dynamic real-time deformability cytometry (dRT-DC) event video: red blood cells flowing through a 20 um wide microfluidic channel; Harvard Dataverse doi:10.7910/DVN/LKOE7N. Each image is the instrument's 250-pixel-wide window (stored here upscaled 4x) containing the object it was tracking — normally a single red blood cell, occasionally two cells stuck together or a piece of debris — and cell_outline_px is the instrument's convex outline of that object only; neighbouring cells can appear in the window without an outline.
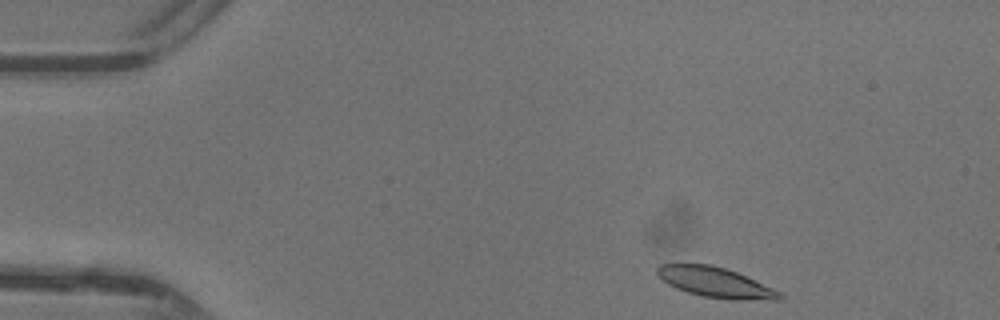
{"species": "common noctule bat (a hibernating species)", "species_latin": "Nyctalus noctula", "temperature_condition": "warm", "stored_images_in_passage": 42, "camera_frame_rate_fps": 3000, "um_per_image_px": 0.085, "animal": {"sex": "female"}, "frame": {"image": 1, "passage_image": 1, "time_ms": 0.0, "image_size_px": [1000, 320], "cell_outline_px": [[784, 300], [736, 300], [704, 296], [688, 292], [676, 288], [668, 284], [656, 272], [656, 268], [660, 264], [712, 264], [736, 272], [772, 288], [780, 292], [784, 296]], "centroid_in_image_um": [60.84, 24.01], "position_along_channel_um": 24.2, "area_um2": 21.27}}
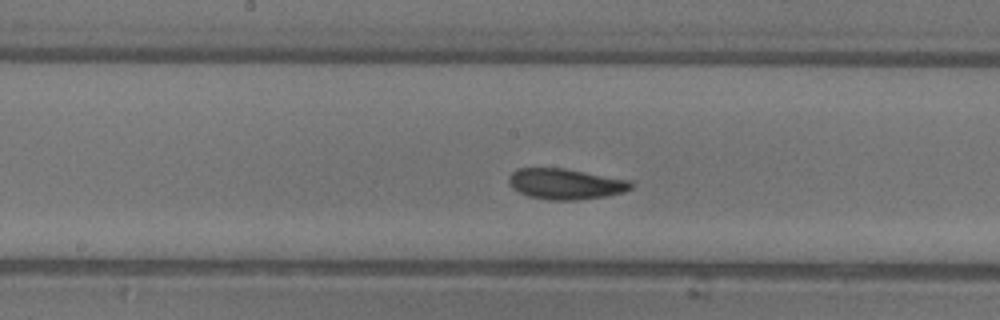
{"frame": {"image": 2, "passage_image": 19, "time_ms": 6.0, "image_size_px": [1000, 320], "cell_outline_px": [[632, 188], [624, 192], [604, 196], [576, 200], [548, 200], [528, 196], [512, 188], [508, 184], [508, 176], [516, 168], [564, 168], [632, 180]], "centroid_in_image_um": [48.05, 15.63], "position_along_channel_um": 200.1, "area_um2": 22.02}}
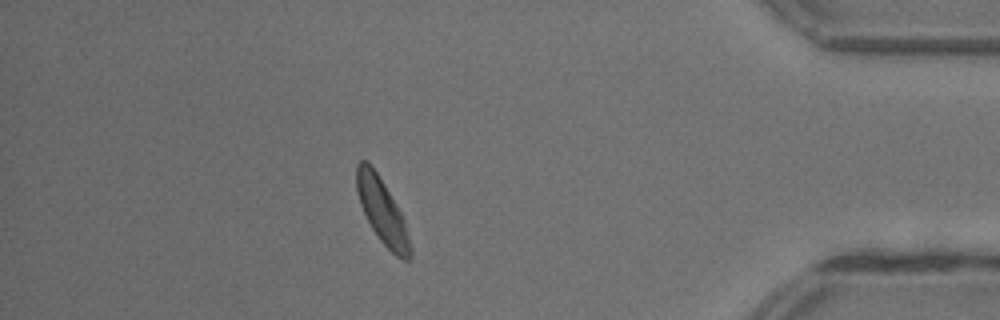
{"frame": {"image": 3, "passage_image": 36, "time_ms": 11.667, "image_size_px": [1000, 320], "cell_outline_px": [[412, 256], [408, 260], [404, 260], [396, 256], [380, 240], [372, 228], [360, 204], [356, 188], [356, 164], [360, 160], [368, 160], [376, 172], [400, 212], [404, 220], [412, 248]], "centroid_in_image_um": [32.47, 17.95], "position_along_channel_um": 402.7, "area_um2": 19.88}, "authors_computed_cell_mechanics": {"area_um2": 21.2415, "velocity_mm_per_s": 4.3297, "shape_relaxation_time_tau1_ms": 1.9039, "shape_relaxation_time_tau2_ms": 2.1594, "deformation_change_tau1": 0.1208, "deformation_change_tau2": 0.0897}}